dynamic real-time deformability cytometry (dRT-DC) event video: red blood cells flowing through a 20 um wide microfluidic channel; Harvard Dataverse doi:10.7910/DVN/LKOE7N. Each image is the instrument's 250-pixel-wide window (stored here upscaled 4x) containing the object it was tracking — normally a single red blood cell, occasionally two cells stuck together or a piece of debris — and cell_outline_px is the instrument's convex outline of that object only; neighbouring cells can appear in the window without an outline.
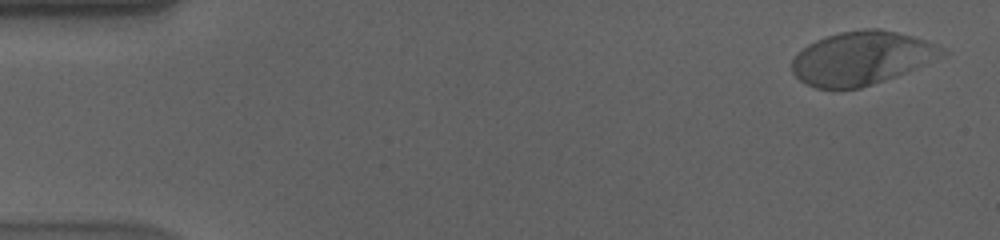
{"species": "human", "species_latin": "Homo sapiens", "temperature_condition": "cold", "stored_images_in_passage": 57, "camera_frame_rate_fps": 3000, "um_per_image_px": 0.085, "donor": {"sex": "male"}, "frame": {"image": 1, "passage_image": 2, "time_ms": 0.333, "image_size_px": [1000, 240], "cell_outline_px": [[952, 52], [944, 56], [896, 76], [860, 88], [816, 88], [800, 80], [792, 72], [792, 56], [796, 52], [808, 44], [816, 40], [840, 32], [864, 28], [880, 28], [912, 36], [936, 44]], "centroid_in_image_um": [73.24, 4.93], "position_along_channel_um": 11.8, "area_um2": 46.7}}
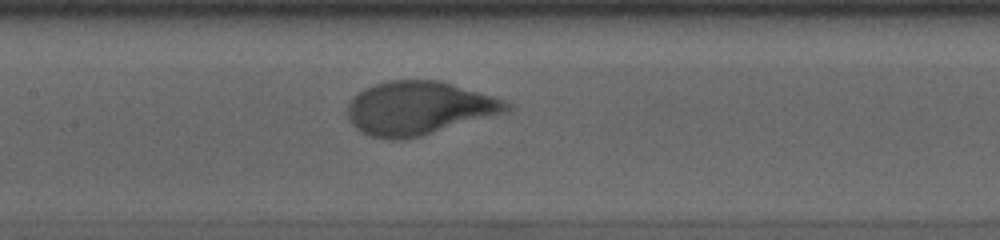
{"frame": {"image": 2, "passage_image": 27, "time_ms": 8.667, "image_size_px": [1000, 240], "cell_outline_px": [[516, 108], [508, 112], [420, 136], [404, 140], [384, 140], [368, 136], [360, 132], [348, 120], [348, 104], [352, 96], [364, 88], [388, 80], [440, 80], [492, 96], [504, 100], [512, 104]], "centroid_in_image_um": [35.59, 9.2], "position_along_channel_um": 171.8, "area_um2": 50.0}}
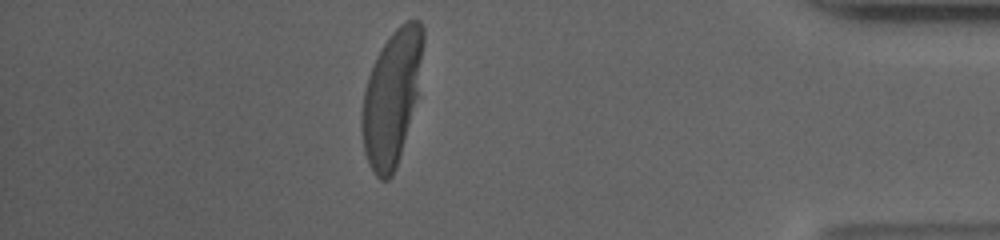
{"frame": {"image": 3, "passage_image": 50, "time_ms": 16.333, "image_size_px": [1000, 240], "cell_outline_px": [[424, 40], [416, 96], [396, 168], [392, 176], [388, 180], [380, 180], [376, 176], [368, 164], [364, 152], [360, 124], [360, 116], [364, 92], [368, 76], [376, 56], [388, 36], [400, 24], [408, 20], [420, 20], [424, 28]], "centroid_in_image_um": [33.25, 8.27], "position_along_channel_um": 401.9, "area_um2": 47.51}, "authors_computed_cell_mechanics": {"area_um2": 48.2052, "velocity_mm_per_s": 3.5236, "shape_relaxation_time_tau1_ms": 3.7223, "shape_relaxation_time_tau2_ms": null, "deformation_change_tau1": 0.1998, "deformation_change_tau2": null}}